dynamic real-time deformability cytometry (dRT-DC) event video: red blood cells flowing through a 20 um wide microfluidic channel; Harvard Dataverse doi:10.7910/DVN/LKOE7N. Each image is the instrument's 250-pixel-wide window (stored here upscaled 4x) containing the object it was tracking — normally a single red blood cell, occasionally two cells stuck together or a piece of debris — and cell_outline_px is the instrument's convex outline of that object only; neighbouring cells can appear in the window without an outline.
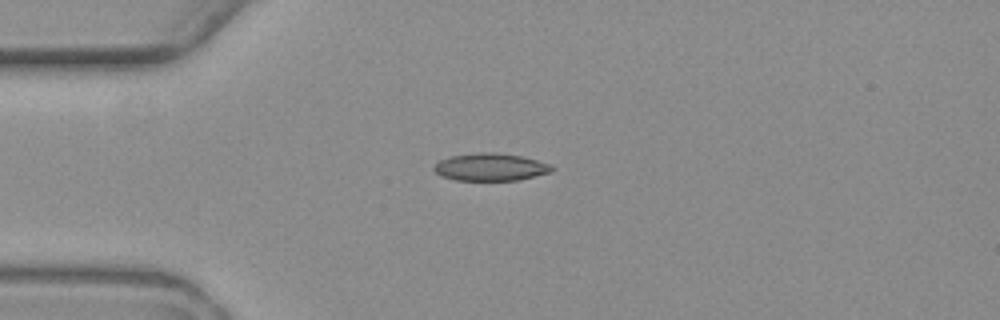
{"species": "common noctule bat (a hibernating species)", "species_latin": "Nyctalus noctula", "temperature_condition": "warm", "stored_images_in_passage": 4, "segment_of_instrument_passage": [1, 2], "camera_frame_rate_fps": 3000, "um_per_image_px": 0.085, "animal": {"sex": "female", "body_mass_g": 19.3, "forearm_length_mm": 54.1}, "frame": {"image": 1, "passage_image": 1, "time_ms": 0.0, "image_size_px": [1000, 320], "cell_outline_px": [[552, 172], [520, 180], [456, 180], [440, 176], [432, 168], [440, 160], [448, 156], [480, 152], [496, 152], [520, 156], [552, 164]], "centroid_in_image_um": [41.68, 14.2], "position_along_channel_um": 43.3, "area_um2": 18.96}}